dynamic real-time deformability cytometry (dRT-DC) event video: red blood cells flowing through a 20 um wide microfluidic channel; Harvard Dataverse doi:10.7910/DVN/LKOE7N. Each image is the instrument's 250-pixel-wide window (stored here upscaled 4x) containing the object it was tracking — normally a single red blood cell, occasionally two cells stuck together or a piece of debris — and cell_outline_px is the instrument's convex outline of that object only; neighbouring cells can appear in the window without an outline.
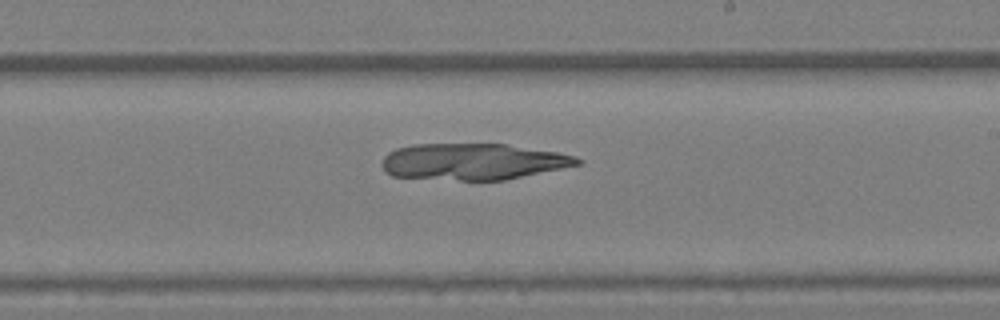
{"species": "Egyptian fruit bat (a non-hibernating species)", "species_latin": "Rousettus aegyptiacus", "temperature_condition": "warm", "stored_images_in_passage": 52, "camera_frame_rate_fps": 3000, "um_per_image_px": 0.085, "animal": {"sex": "female"}, "frame": {"image": 1, "passage_image": 26, "time_ms": 8.333, "image_size_px": [1000, 320], "cell_outline_px": [[580, 164], [504, 180], [460, 180], [392, 176], [384, 172], [380, 164], [384, 156], [388, 152], [396, 148], [416, 144], [508, 144], [556, 152], [576, 156], [580, 160]], "centroid_in_image_um": [40.14, 13.73], "position_along_channel_um": 248.9, "area_um2": 41.33}}